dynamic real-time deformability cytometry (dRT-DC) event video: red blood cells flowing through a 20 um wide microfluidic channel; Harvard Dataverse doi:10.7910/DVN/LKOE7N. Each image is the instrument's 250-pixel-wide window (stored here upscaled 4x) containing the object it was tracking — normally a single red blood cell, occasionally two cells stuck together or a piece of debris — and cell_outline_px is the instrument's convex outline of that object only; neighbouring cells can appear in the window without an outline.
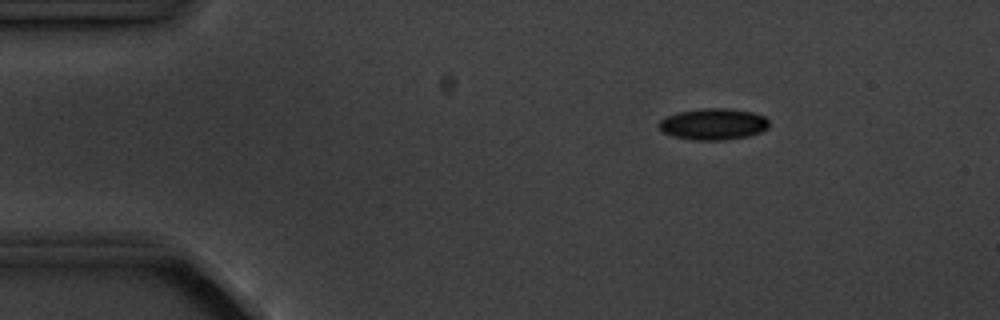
{"species": "common noctule bat (a hibernating species)", "species_latin": "Nyctalus noctula", "temperature_condition": "cold", "stored_images_in_passage": 3, "camera_frame_rate_fps": 3000, "um_per_image_px": 0.085, "animal": {"sex": "male", "body_mass_g": 20.1, "forearm_length_mm": 53.5}, "frame": {"image": 1, "passage_image": 1, "time_ms": 0.0, "image_size_px": [1000, 320], "cell_outline_px": [[768, 128], [760, 132], [748, 136], [724, 140], [692, 140], [672, 136], [664, 132], [660, 128], [660, 120], [668, 116], [680, 112], [704, 108], [728, 108], [752, 112], [764, 116], [768, 120]], "centroid_in_image_um": [60.66, 10.55], "position_along_channel_um": 24.3, "area_um2": 20.0}}